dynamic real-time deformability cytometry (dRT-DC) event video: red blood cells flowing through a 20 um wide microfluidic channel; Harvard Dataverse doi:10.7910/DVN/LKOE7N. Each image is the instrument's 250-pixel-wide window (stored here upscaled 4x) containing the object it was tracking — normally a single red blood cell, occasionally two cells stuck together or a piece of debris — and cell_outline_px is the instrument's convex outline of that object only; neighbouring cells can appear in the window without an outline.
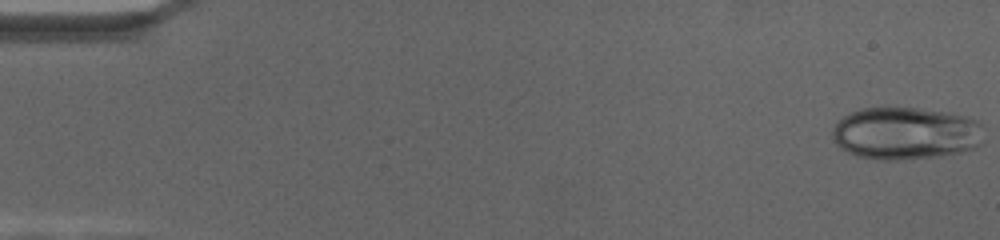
{"species": "human", "species_latin": "Homo sapiens", "temperature_condition": "cold", "stored_images_in_passage": 68, "camera_frame_rate_fps": 3000, "um_per_image_px": 0.085, "donor": {"sex": "female"}, "frame": {"image": 1, "passage_image": 1, "time_ms": 0.0, "image_size_px": [1000, 240], "cell_outline_px": [[984, 140], [976, 148], [960, 152], [940, 156], [904, 160], [876, 160], [856, 156], [840, 148], [836, 144], [832, 136], [832, 128], [844, 116], [860, 108], [884, 104], [920, 108], [948, 112], [964, 116], [976, 120], [980, 124]], "centroid_in_image_um": [76.95, 11.31], "position_along_channel_um": 8.0, "area_um2": 47.57}}
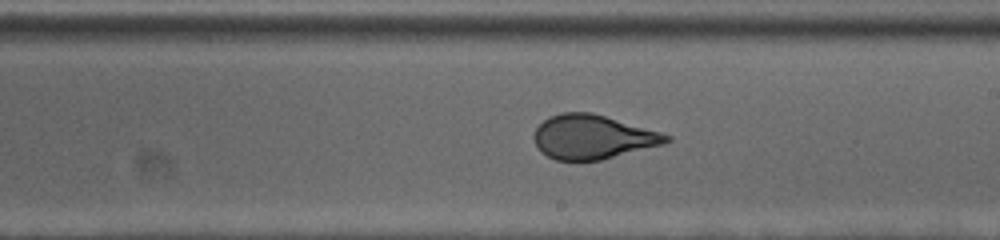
{"frame": {"image": 2, "passage_image": 40, "time_ms": 13.0, "image_size_px": [1000, 240], "cell_outline_px": [[672, 140], [664, 144], [600, 160], [556, 160], [540, 152], [532, 136], [536, 128], [548, 116], [560, 112], [592, 112], [660, 132], [672, 136]], "centroid_in_image_um": [50.35, 11.63], "position_along_channel_um": 238.6, "area_um2": 33.99}}
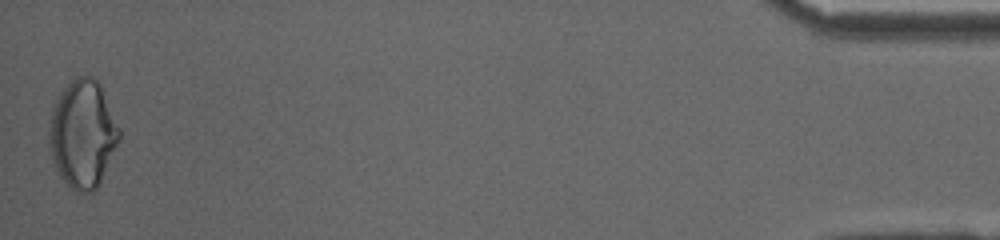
{"frame": {"image": 3, "passage_image": 68, "time_ms": 22.333, "image_size_px": [1000, 240], "cell_outline_px": [[120, 140], [100, 184], [92, 192], [76, 192], [60, 176], [52, 164], [48, 144], [48, 132], [52, 104], [56, 96], [76, 76], [92, 76], [100, 84], [120, 128]], "centroid_in_image_um": [7.01, 11.39], "position_along_channel_um": 428.2, "area_um2": 44.56}}